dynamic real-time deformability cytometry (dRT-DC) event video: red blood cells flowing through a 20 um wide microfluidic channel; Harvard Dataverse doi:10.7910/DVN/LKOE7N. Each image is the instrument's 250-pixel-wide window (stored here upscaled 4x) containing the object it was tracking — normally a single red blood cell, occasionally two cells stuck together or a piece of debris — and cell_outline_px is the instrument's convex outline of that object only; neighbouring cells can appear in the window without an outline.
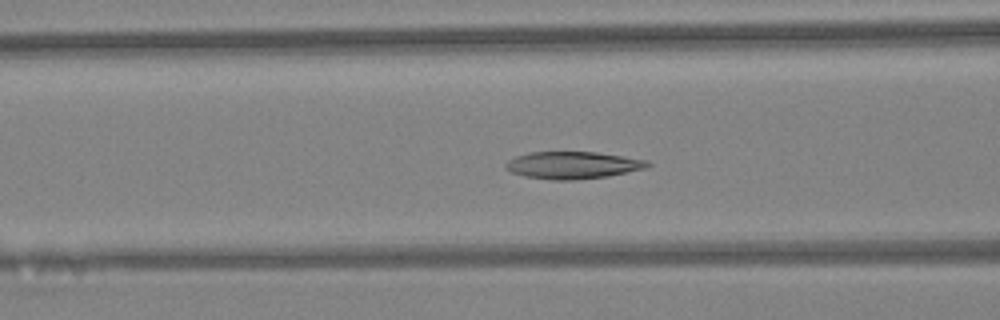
{"species": "Egyptian fruit bat (a non-hibernating species)", "species_latin": "Rousettus aegyptiacus", "temperature_condition": "warm", "stored_images_in_passage": 22, "camera_frame_rate_fps": 3000, "um_per_image_px": 0.085, "animal": {"sex": "female"}, "frame": {"image": 1, "passage_image": 9, "time_ms": 2.667, "image_size_px": [1000, 320], "cell_outline_px": [[652, 164], [644, 168], [608, 176], [576, 180], [552, 180], [524, 176], [512, 172], [504, 168], [504, 164], [508, 160], [516, 156], [528, 152], [596, 152], [648, 160]], "centroid_in_image_um": [48.65, 14.04], "position_along_channel_um": 118.0, "area_um2": 22.48}}
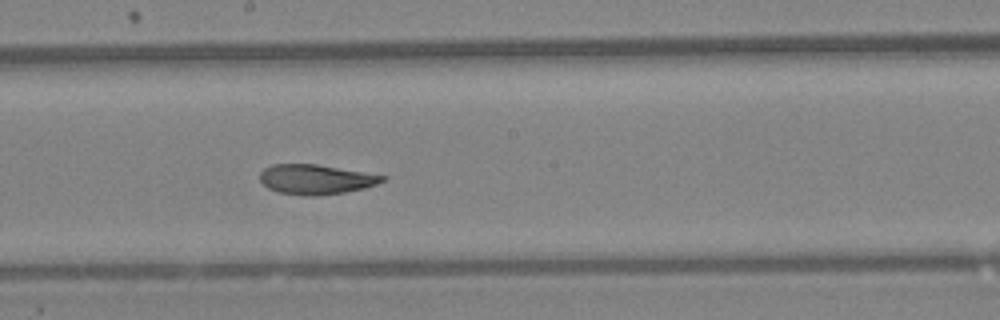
{"frame": {"image": 2, "passage_image": 16, "time_ms": 5.0, "image_size_px": [1000, 320], "cell_outline_px": [[388, 176], [384, 180], [376, 184], [364, 188], [344, 192], [316, 196], [304, 196], [280, 192], [268, 188], [260, 180], [260, 172], [264, 168], [272, 164], [316, 164]], "centroid_in_image_um": [26.83, 15.24], "position_along_channel_um": 221.4, "area_um2": 21.15}}
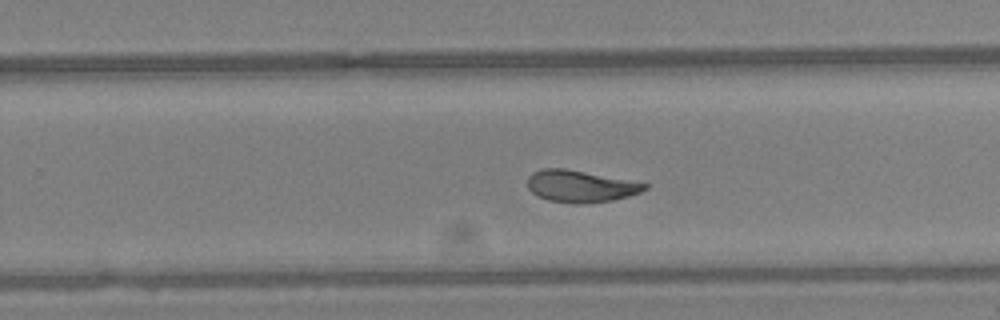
{"frame": {"image": 3, "passage_image": 20, "time_ms": 6.333, "image_size_px": [1000, 320], "cell_outline_px": [[648, 188], [640, 192], [628, 196], [612, 200], [548, 200], [532, 192], [528, 188], [528, 176], [532, 172], [544, 168], [564, 168], [648, 184]], "centroid_in_image_um": [49.31, 15.77], "position_along_channel_um": 280.5, "area_um2": 20.46}}